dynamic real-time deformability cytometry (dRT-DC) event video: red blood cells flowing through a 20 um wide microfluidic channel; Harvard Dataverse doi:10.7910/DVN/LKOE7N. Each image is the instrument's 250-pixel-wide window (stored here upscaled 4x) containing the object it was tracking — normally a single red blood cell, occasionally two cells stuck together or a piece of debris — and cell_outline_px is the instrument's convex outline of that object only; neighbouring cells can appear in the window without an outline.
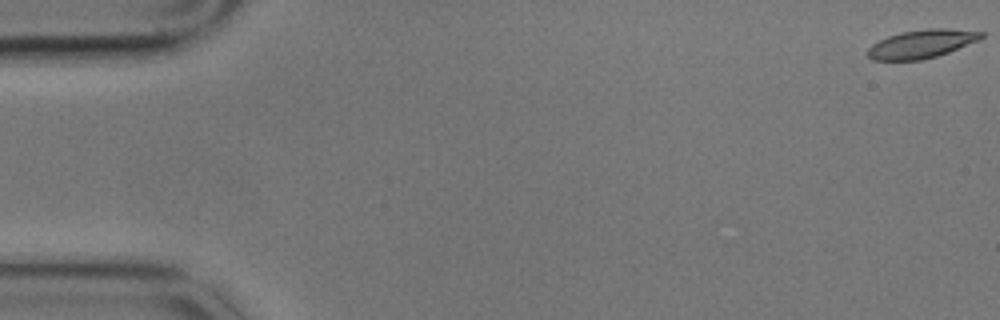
{"species": "common noctule bat (a hibernating species)", "species_latin": "Nyctalus noctula", "temperature_condition": "cold", "stored_images_in_passage": 60, "camera_frame_rate_fps": 3000, "um_per_image_px": 0.085, "animal": {"sex": "male", "body_mass_g": 17.9}, "frame": {"image": 1, "passage_image": 1, "time_ms": 0.0, "image_size_px": [1000, 320], "cell_outline_px": [[984, 36], [976, 40], [948, 52], [936, 56], [920, 60], [872, 60], [864, 52], [872, 44], [888, 36], [900, 32], [928, 28], [948, 28], [984, 32]], "centroid_in_image_um": [78.27, 3.73], "position_along_channel_um": 6.7, "area_um2": 18.67}}
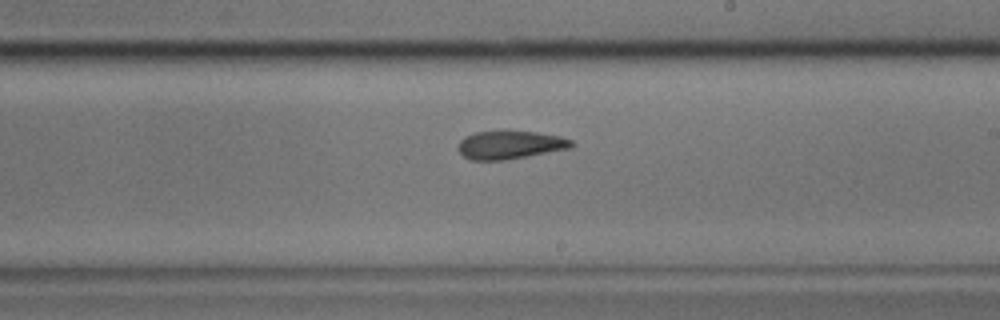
{"frame": {"image": 2, "passage_image": 34, "time_ms": 11.0, "image_size_px": [1000, 320], "cell_outline_px": [[576, 144], [572, 148], [504, 160], [472, 160], [464, 156], [456, 148], [460, 140], [464, 136], [476, 132], [536, 132], [560, 136], [572, 140]], "centroid_in_image_um": [43.37, 12.32], "position_along_channel_um": 245.6, "area_um2": 18.5}}
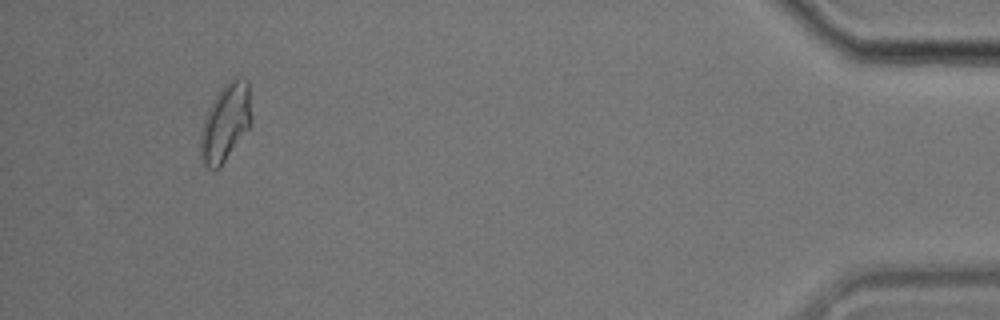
{"frame": {"image": 3, "passage_image": 55, "time_ms": 18.0, "image_size_px": [1000, 320], "cell_outline_px": [[252, 124], [220, 168], [208, 168], [200, 160], [200, 132], [208, 108], [220, 88], [232, 76], [236, 76], [248, 80], [252, 116]], "centroid_in_image_um": [19.18, 10.39], "position_along_channel_um": 416.0, "area_um2": 23.47}}